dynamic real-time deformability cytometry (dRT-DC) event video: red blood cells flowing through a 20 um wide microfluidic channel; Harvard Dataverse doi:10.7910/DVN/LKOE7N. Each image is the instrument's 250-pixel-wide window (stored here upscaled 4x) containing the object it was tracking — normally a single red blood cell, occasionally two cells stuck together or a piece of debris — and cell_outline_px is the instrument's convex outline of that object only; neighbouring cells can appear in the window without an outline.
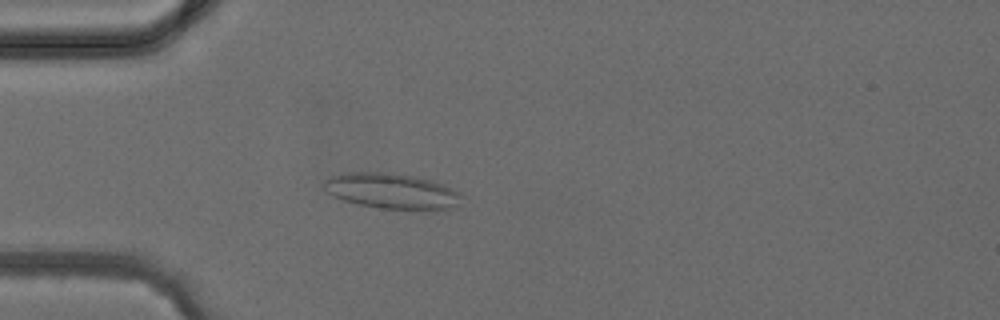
{"species": "common noctule bat (a hibernating species)", "species_latin": "Nyctalus noctula", "temperature_condition": "cold", "stored_images_in_passage": 4, "camera_frame_rate_fps": 3000, "um_per_image_px": 0.085, "animal": {"sex": "female", "body_mass_g": 24.6, "forearm_length_mm": 56.2}, "frame": {"image": 1, "passage_image": 4, "time_ms": 3.333, "image_size_px": [1000, 320], "cell_outline_px": [[460, 208], [432, 212], [376, 208], [344, 200], [332, 196], [324, 188], [324, 180], [332, 176], [344, 172], [380, 172], [412, 176], [444, 184], [460, 192]], "centroid_in_image_um": [33.39, 16.29], "position_along_channel_um": 51.6, "area_um2": 29.19}}